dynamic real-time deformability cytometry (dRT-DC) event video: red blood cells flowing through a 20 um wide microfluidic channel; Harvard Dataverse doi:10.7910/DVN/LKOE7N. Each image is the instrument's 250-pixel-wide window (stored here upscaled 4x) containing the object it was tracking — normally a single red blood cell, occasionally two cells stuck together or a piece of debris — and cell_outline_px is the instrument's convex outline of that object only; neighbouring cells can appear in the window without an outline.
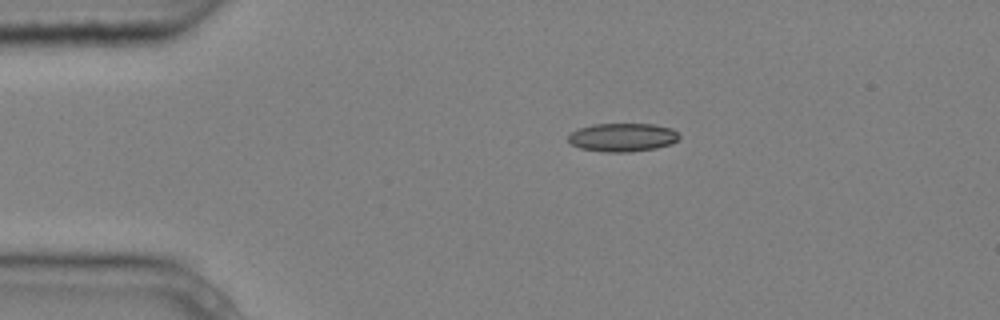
{"species": "common noctule bat (a hibernating species)", "species_latin": "Nyctalus noctula", "temperature_condition": "cold", "stored_images_in_passage": 5, "camera_frame_rate_fps": 3000, "um_per_image_px": 0.085, "animal": {"sex": "male", "body_mass_g": 20.4}, "frame": {"image": 1, "passage_image": 2, "time_ms": 0.333, "image_size_px": [1000, 320], "cell_outline_px": [[680, 136], [672, 144], [656, 148], [628, 152], [604, 152], [580, 148], [572, 144], [568, 140], [568, 136], [572, 132], [580, 128], [592, 124], [652, 124], [672, 128]], "centroid_in_image_um": [52.92, 11.67], "position_along_channel_um": 32.1, "area_um2": 18.32}}
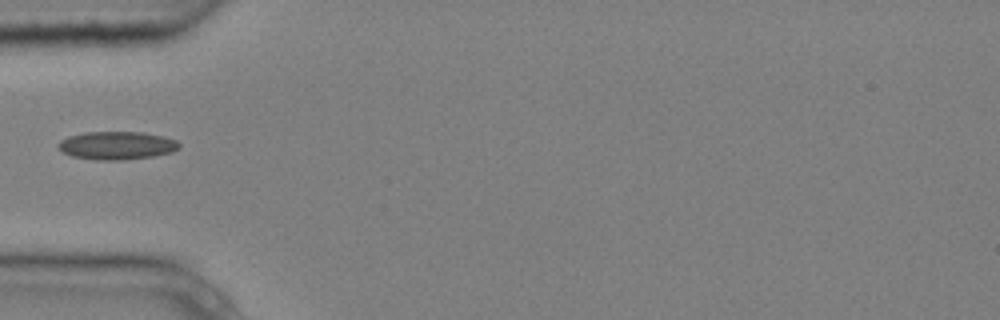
{"frame": {"image": 2, "passage_image": 4, "time_ms": 1.0, "image_size_px": [1000, 320], "cell_outline_px": [[180, 148], [172, 152], [156, 156], [124, 160], [96, 160], [72, 156], [64, 152], [56, 144], [60, 140], [68, 136], [88, 132], [140, 132], [164, 136], [176, 140], [180, 144]], "centroid_in_image_um": [9.96, 12.37], "position_along_channel_um": 75.0, "area_um2": 19.88}}
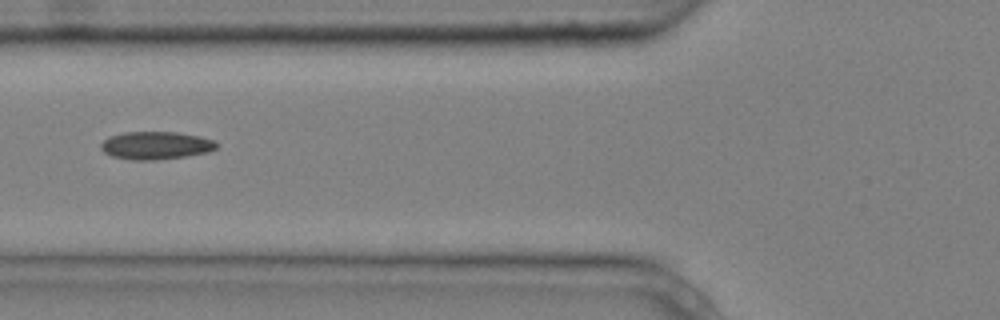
{"frame": {"image": 3, "passage_image": 5, "time_ms": 1.333, "image_size_px": [1000, 320], "cell_outline_px": [[216, 148], [208, 152], [184, 156], [156, 160], [132, 160], [112, 156], [104, 152], [100, 148], [100, 144], [108, 136], [124, 132], [176, 132], [200, 136], [212, 140], [216, 144]], "centroid_in_image_um": [13.19, 12.36], "position_along_channel_um": 112.6, "area_um2": 18.67}}